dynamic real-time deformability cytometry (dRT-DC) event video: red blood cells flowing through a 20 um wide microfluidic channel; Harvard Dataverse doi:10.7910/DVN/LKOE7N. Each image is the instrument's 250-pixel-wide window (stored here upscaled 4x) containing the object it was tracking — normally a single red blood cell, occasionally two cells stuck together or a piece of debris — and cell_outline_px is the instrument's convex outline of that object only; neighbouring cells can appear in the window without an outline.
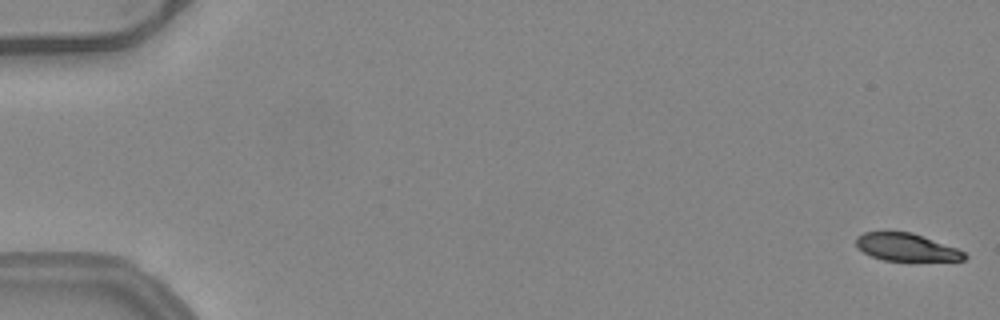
{"species": "common noctule bat (a hibernating species)", "species_latin": "Nyctalus noctula", "temperature_condition": "warm", "stored_images_in_passage": 18, "camera_frame_rate_fps": 3000, "um_per_image_px": 0.085, "animal": {"sex": "female", "body_mass_g": 24.6, "forearm_length_mm": 56.2}, "frame": {"image": 1, "passage_image": 1, "time_ms": 0.0, "image_size_px": [1000, 320], "cell_outline_px": [[968, 256], [964, 260], [884, 260], [872, 256], [856, 248], [856, 236], [864, 232], [912, 232], [956, 248], [964, 252]], "centroid_in_image_um": [77.0, 21.0], "position_along_channel_um": 8.0, "area_um2": 17.17}}